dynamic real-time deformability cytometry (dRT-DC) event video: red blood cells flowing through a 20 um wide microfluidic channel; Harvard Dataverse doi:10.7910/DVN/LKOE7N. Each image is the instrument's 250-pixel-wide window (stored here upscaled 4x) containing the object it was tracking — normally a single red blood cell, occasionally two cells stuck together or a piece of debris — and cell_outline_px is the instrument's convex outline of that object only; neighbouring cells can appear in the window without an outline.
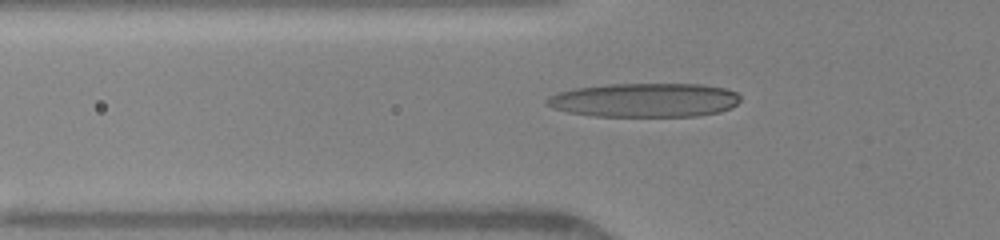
{"species": "human", "species_latin": "Homo sapiens", "temperature_condition": "warm", "stored_images_in_passage": 48, "camera_frame_rate_fps": 3000, "um_per_image_px": 0.085, "donor": {"sex": "female"}, "frame": {"image": 1, "passage_image": 18, "time_ms": 5.667, "image_size_px": [1000, 240], "cell_outline_px": [[740, 100], [732, 108], [720, 112], [696, 116], [592, 116], [568, 112], [552, 108], [544, 104], [544, 100], [548, 96], [556, 92], [576, 88], [608, 84], [704, 84], [724, 88], [736, 92], [740, 96]], "centroid_in_image_um": [54.77, 8.51], "position_along_channel_um": 71.0, "area_um2": 38.73}}
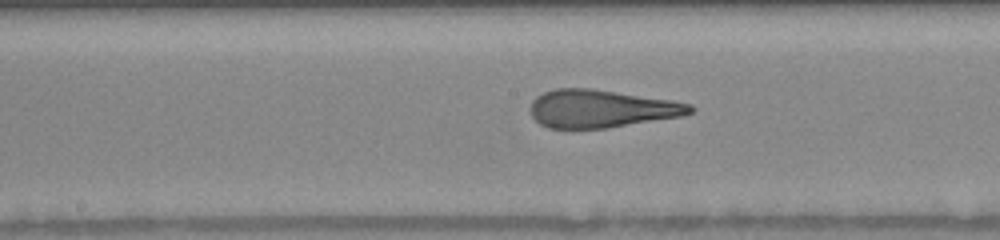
{"frame": {"image": 2, "passage_image": 27, "time_ms": 8.667, "image_size_px": [1000, 240], "cell_outline_px": [[696, 108], [692, 112], [680, 116], [608, 128], [548, 128], [540, 124], [532, 116], [532, 100], [536, 96], [544, 92], [556, 88], [592, 88], [672, 100], [692, 104]], "centroid_in_image_um": [51.12, 9.23], "position_along_channel_um": 197.1, "area_um2": 35.14}}
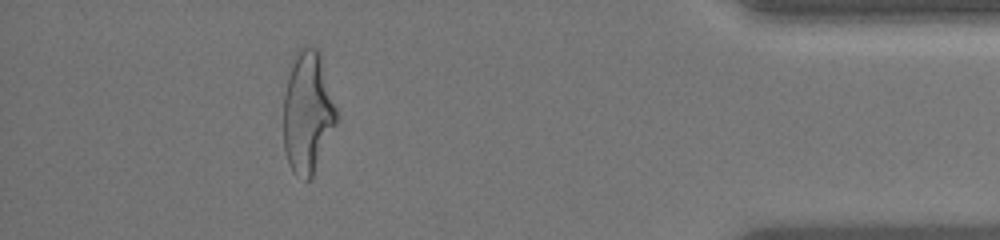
{"frame": {"image": 3, "passage_image": 45, "time_ms": 14.667, "image_size_px": [1000, 240], "cell_outline_px": [[336, 124], [312, 176], [308, 180], [304, 180], [296, 176], [292, 172], [288, 164], [284, 148], [284, 92], [288, 64], [296, 48], [308, 44], [316, 48], [320, 52], [336, 108]], "centroid_in_image_um": [26.11, 9.47], "position_along_channel_um": 409.1, "area_um2": 38.21}}